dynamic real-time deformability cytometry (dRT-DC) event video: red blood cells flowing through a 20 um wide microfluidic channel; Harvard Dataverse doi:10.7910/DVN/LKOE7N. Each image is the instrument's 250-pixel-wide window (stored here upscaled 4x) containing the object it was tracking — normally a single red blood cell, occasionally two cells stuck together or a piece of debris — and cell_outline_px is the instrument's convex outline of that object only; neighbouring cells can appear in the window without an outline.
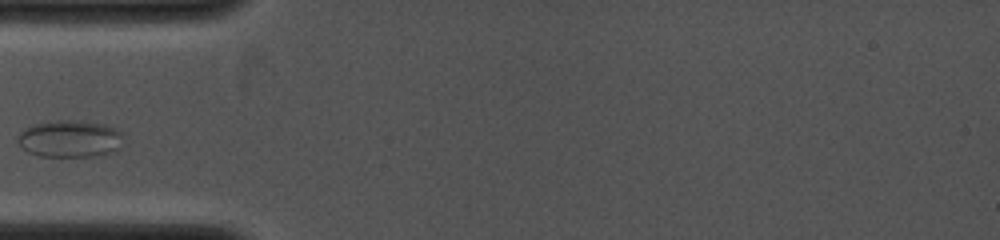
{"species": "common noctule bat (a hibernating species)", "species_latin": "Nyctalus noctula", "temperature_condition": "cold", "stored_images_in_passage": 27, "camera_frame_rate_fps": 4000, "um_per_image_px": 0.085, "animal": {"sex": "female", "body_mass_g": 19.0, "forearm_length_mm": 53.3}, "frame": {"image": 1, "passage_image": 1, "time_ms": 0.0, "image_size_px": [1000, 240], "cell_outline_px": [[124, 136], [120, 148], [116, 152], [92, 156], [40, 156], [28, 152], [16, 140], [16, 136], [24, 128], [36, 124], [52, 120], [80, 120], [104, 124], [116, 128], [124, 132]], "centroid_in_image_um": [5.99, 11.78], "position_along_channel_um": 79.0, "area_um2": 23.24}}
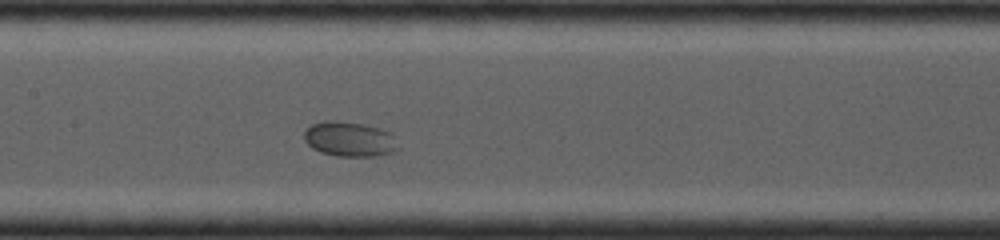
{"frame": {"image": 2, "passage_image": 15, "time_ms": 2.25, "image_size_px": [1000, 240], "cell_outline_px": [[396, 148], [392, 152], [372, 156], [336, 156], [320, 152], [312, 148], [304, 140], [304, 132], [312, 124], [328, 120], [336, 120], [360, 124], [380, 128], [392, 132]], "centroid_in_image_um": [29.66, 11.82], "position_along_channel_um": 177.7, "area_um2": 18.84}}
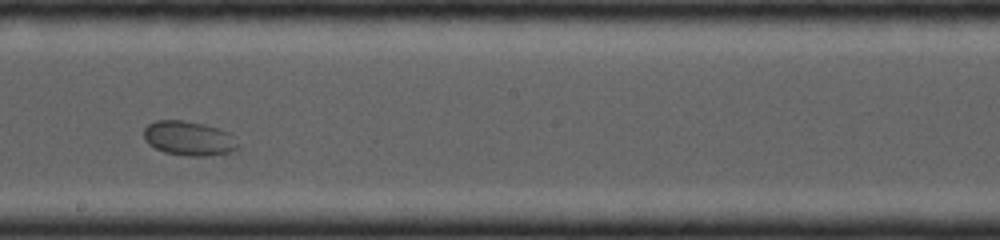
{"frame": {"image": 3, "passage_image": 23, "time_ms": 3.5, "image_size_px": [1000, 240], "cell_outline_px": [[240, 148], [232, 152], [204, 156], [188, 156], [164, 152], [148, 144], [144, 140], [144, 128], [148, 124], [156, 120], [184, 120], [204, 124], [228, 132]], "centroid_in_image_um": [16.02, 11.76], "position_along_channel_um": 232.2, "area_um2": 18.84}}